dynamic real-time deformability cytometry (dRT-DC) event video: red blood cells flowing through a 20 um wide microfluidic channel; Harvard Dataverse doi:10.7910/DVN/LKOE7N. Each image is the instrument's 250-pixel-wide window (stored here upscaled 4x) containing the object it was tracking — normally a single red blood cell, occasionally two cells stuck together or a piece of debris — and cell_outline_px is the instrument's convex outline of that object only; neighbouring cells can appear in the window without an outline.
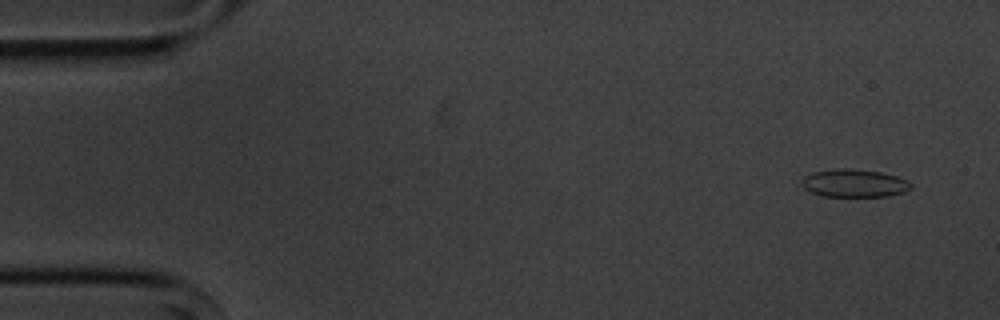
{"species": "common noctule bat (a hibernating species)", "species_latin": "Nyctalus noctula", "temperature_condition": "cold", "stored_images_in_passage": 5, "camera_frame_rate_fps": 3000, "um_per_image_px": 0.085, "animal": {"sex": "male", "body_mass_g": 20.1, "forearm_length_mm": 53.5}, "frame": {"image": 1, "passage_image": 1, "time_ms": 0.0, "image_size_px": [1000, 320], "cell_outline_px": [[912, 188], [904, 192], [888, 196], [820, 196], [804, 188], [800, 184], [800, 180], [804, 176], [812, 172], [836, 168], [848, 168], [880, 172], [896, 176], [908, 180], [912, 184]], "centroid_in_image_um": [72.58, 15.57], "position_along_channel_um": 12.4, "area_um2": 17.92}}